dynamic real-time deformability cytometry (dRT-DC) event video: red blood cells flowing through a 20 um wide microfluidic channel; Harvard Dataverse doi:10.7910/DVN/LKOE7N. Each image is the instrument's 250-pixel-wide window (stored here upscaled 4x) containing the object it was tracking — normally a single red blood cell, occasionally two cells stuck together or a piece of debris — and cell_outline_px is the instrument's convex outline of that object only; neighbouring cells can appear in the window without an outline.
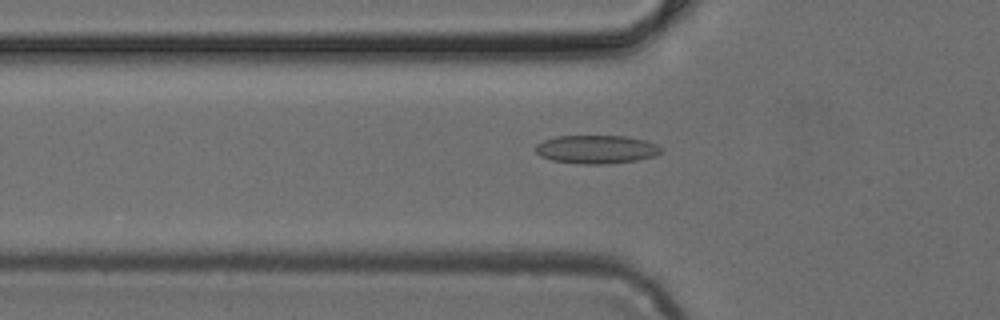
{"species": "common noctule bat (a hibernating species)", "species_latin": "Nyctalus noctula", "temperature_condition": "cold", "stored_images_in_passage": 49, "camera_frame_rate_fps": 3000, "um_per_image_px": 0.085, "animal": {"sex": "female", "body_mass_g": 24.6, "forearm_length_mm": 56.2}, "frame": {"image": 1, "passage_image": 17, "time_ms": 5.333, "image_size_px": [1000, 320], "cell_outline_px": [[664, 148], [656, 156], [636, 160], [608, 164], [580, 164], [552, 160], [540, 156], [536, 152], [536, 144], [544, 140], [556, 136], [624, 136], [648, 140]], "centroid_in_image_um": [50.72, 12.69], "position_along_channel_um": 75.1, "area_um2": 20.92}}
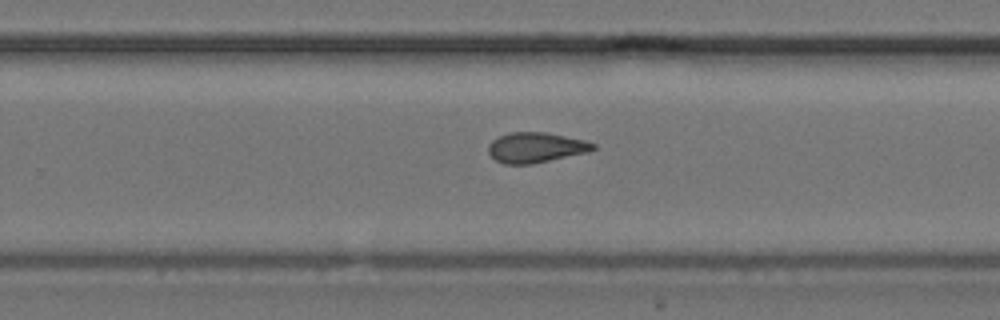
{"frame": {"image": 2, "passage_image": 32, "time_ms": 10.333, "image_size_px": [1000, 320], "cell_outline_px": [[596, 148], [588, 152], [532, 164], [504, 164], [496, 160], [488, 152], [488, 144], [492, 140], [500, 136], [512, 132], [548, 132], [584, 140], [596, 144]], "centroid_in_image_um": [45.54, 12.53], "position_along_channel_um": 284.3, "area_um2": 18.44}}
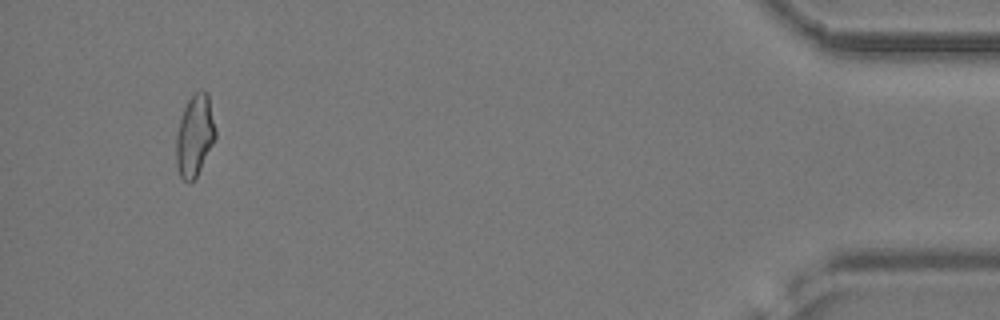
{"frame": {"image": 3, "passage_image": 47, "time_ms": 15.333, "image_size_px": [1000, 320], "cell_outline_px": [[216, 140], [196, 180], [188, 184], [180, 176], [176, 164], [176, 136], [180, 120], [184, 108], [188, 100], [200, 88], [204, 88], [208, 92], [216, 128]], "centroid_in_image_um": [16.58, 11.55], "position_along_channel_um": 418.6, "area_um2": 19.31}}